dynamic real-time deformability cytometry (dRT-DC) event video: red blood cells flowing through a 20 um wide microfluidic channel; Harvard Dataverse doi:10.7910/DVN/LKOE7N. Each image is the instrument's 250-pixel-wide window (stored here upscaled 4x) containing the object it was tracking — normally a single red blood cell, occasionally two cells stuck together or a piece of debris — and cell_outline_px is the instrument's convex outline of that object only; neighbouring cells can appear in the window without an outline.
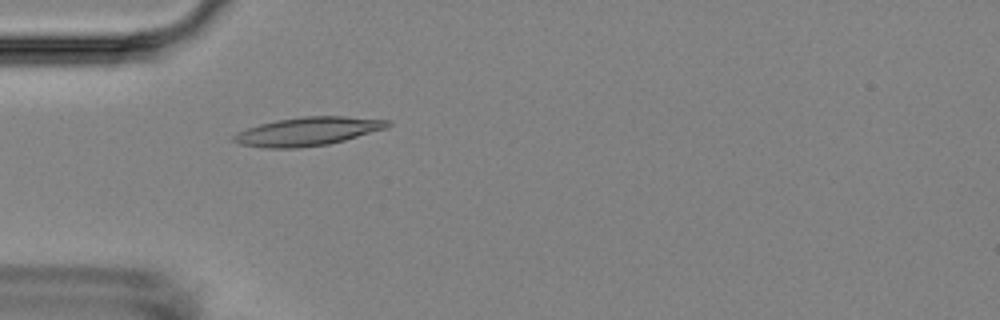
{"species": "Egyptian fruit bat (a non-hibernating species)", "species_latin": "Rousettus aegyptiacus", "temperature_condition": "room temperature", "stored_images_in_passage": 5, "camera_frame_rate_fps": 3000, "um_per_image_px": 0.085, "animal": {"sex": "female"}, "frame": {"image": 1, "passage_image": 5, "time_ms": 4.667, "image_size_px": [1000, 320], "cell_outline_px": [[392, 124], [388, 128], [344, 140], [328, 144], [300, 148], [264, 148], [240, 144], [232, 140], [232, 136], [236, 132], [260, 124], [276, 120], [304, 116], [344, 116], [392, 120]], "centroid_in_image_um": [26.19, 11.16], "position_along_channel_um": 58.8, "area_um2": 25.72}}